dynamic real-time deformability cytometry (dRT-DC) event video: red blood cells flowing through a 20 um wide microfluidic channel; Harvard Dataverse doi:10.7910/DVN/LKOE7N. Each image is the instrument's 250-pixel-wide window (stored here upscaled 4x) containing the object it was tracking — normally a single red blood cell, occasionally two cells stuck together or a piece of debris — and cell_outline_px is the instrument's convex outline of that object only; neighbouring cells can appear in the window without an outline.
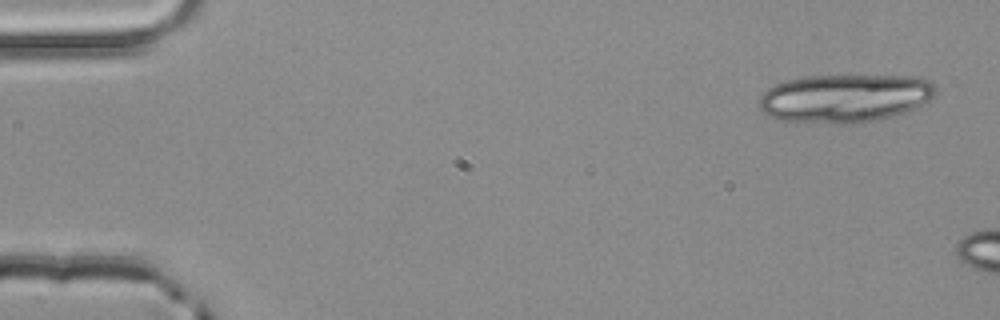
{"species": "common noctule bat (a hibernating species)", "species_latin": "Nyctalus noctula", "temperature_condition": "room temperature", "stored_images_in_passage": 5, "segment_of_instrument_passage": [1, 2], "camera_frame_rate_fps": 3000, "um_per_image_px": 0.085, "animal": {"sex": "male", "body_mass_g": 20.4}, "frame": {"image": 1, "passage_image": 1, "time_ms": 0.0, "image_size_px": [1000, 320], "cell_outline_px": [[936, 92], [928, 100], [904, 112], [872, 120], [852, 124], [848, 124], [780, 120], [768, 116], [756, 104], [760, 96], [768, 88], [776, 84], [788, 80], [804, 76], [916, 76], [928, 80], [936, 88]], "centroid_in_image_um": [71.75, 8.34], "position_along_channel_um": 13.3, "area_um2": 49.25}}